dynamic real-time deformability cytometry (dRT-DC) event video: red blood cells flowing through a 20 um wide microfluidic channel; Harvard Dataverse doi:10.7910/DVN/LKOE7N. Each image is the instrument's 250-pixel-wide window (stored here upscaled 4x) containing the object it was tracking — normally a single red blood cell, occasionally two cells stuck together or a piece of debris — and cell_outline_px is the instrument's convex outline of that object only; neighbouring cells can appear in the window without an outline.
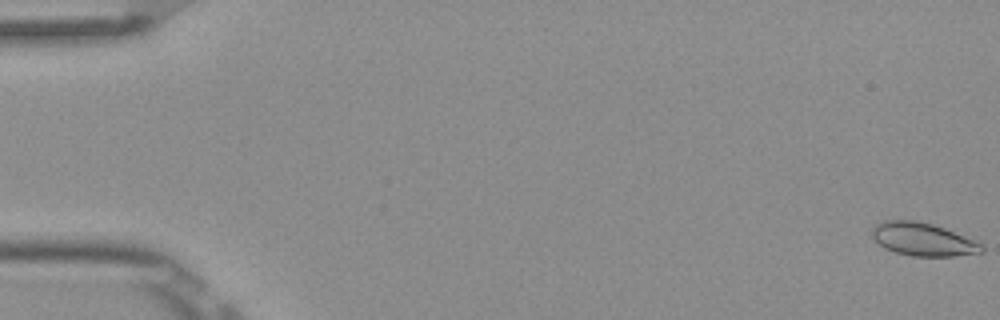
{"species": "Egyptian fruit bat (a non-hibernating species)", "species_latin": "Rousettus aegyptiacus", "temperature_condition": "room temperature", "stored_images_in_passage": 5, "camera_frame_rate_fps": 3000, "um_per_image_px": 0.085, "frame": {"image": 1, "passage_image": 1, "time_ms": 0.0, "image_size_px": [1000, 320], "cell_outline_px": [[984, 252], [956, 256], [912, 256], [896, 252], [884, 248], [872, 236], [872, 228], [876, 224], [884, 220], [916, 220], [932, 224], [944, 228], [972, 240], [980, 244], [984, 248]], "centroid_in_image_um": [78.42, 20.34], "position_along_channel_um": 6.6, "area_um2": 20.87}}